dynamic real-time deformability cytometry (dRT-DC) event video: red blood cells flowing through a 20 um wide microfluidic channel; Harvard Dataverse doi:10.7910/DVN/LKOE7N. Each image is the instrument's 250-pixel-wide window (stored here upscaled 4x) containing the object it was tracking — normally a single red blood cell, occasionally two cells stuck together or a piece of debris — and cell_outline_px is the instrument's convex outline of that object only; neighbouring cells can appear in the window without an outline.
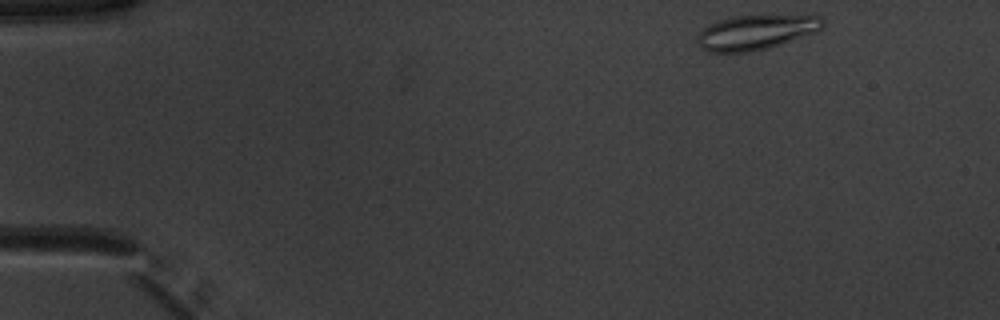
{"species": "common noctule bat (a hibernating species)", "species_latin": "Nyctalus noctula", "temperature_condition": "warm", "stored_images_in_passage": 46, "camera_frame_rate_fps": 3000, "um_per_image_px": 0.085, "animal": {"sex": "male", "body_mass_g": 20.1, "forearm_length_mm": 53.5}, "frame": {"image": 1, "passage_image": 1, "time_ms": 0.0, "image_size_px": [1000, 320], "cell_outline_px": [[824, 24], [820, 28], [812, 32], [768, 48], [748, 52], [708, 52], [700, 48], [696, 36], [708, 24], [732, 16], [820, 16], [824, 20]], "centroid_in_image_um": [64.16, 2.75], "position_along_channel_um": 20.8, "area_um2": 24.8}}
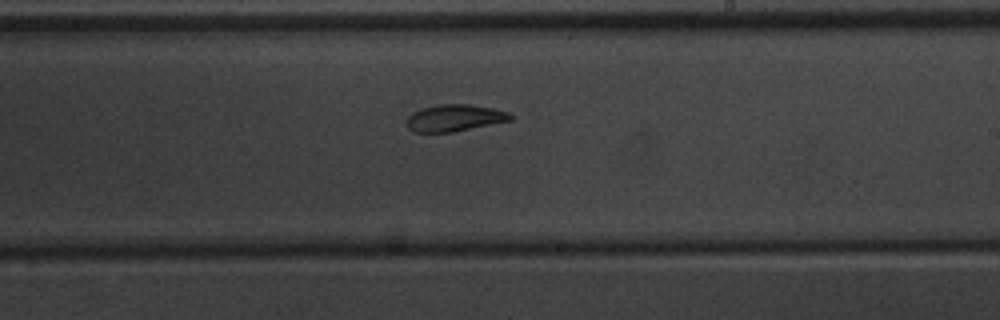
{"frame": {"image": 2, "passage_image": 26, "time_ms": 8.333, "image_size_px": [1000, 320], "cell_outline_px": [[512, 120], [452, 132], [412, 132], [408, 128], [404, 120], [412, 112], [420, 108], [436, 104], [468, 104], [492, 108], [508, 112], [512, 116]], "centroid_in_image_um": [38.57, 10.02], "position_along_channel_um": 250.4, "area_um2": 16.36}}
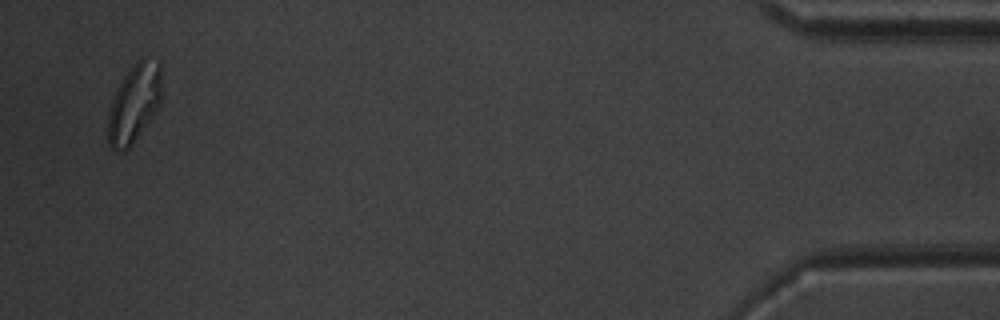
{"frame": {"image": 3, "passage_image": 45, "time_ms": 14.667, "image_size_px": [1000, 320], "cell_outline_px": [[160, 104], [152, 120], [132, 144], [124, 152], [116, 152], [108, 144], [108, 112], [112, 100], [124, 76], [136, 60], [144, 56], [160, 64]], "centroid_in_image_um": [11.4, 8.83], "position_along_channel_um": 423.8, "area_um2": 24.57}, "authors_computed_cell_mechanics": {"area_um2": 18.2359, "velocity_mm_per_s": 3.9355, "shape_relaxation_time_tau1_ms": null, "shape_relaxation_time_tau2_ms": 4.121, "deformation_change_tau1": null, "deformation_change_tau2": 0.0711}}